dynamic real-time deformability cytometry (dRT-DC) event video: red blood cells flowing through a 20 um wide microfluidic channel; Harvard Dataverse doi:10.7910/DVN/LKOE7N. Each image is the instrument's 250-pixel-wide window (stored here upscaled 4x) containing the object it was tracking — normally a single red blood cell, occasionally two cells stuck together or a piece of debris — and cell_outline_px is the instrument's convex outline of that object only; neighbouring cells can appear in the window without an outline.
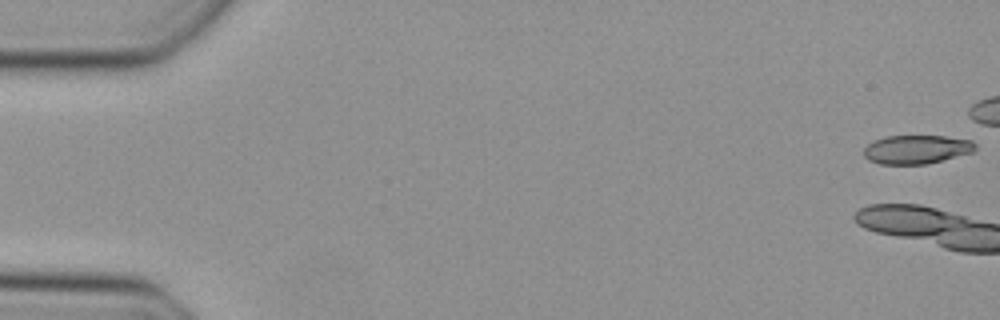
{"species": "Egyptian fruit bat (a non-hibernating species)", "species_latin": "Rousettus aegyptiacus", "temperature_condition": "cold", "stored_images_in_passage": 4, "camera_frame_rate_fps": 3000, "um_per_image_px": 0.085, "animal": {"sex": "female"}, "frame": {"image": 1, "passage_image": 1, "time_ms": 0.0, "image_size_px": [1000, 320], "cell_outline_px": [[976, 148], [972, 152], [928, 164], [880, 164], [868, 160], [864, 156], [864, 148], [868, 144], [884, 136], [944, 136], [972, 140], [976, 144]], "centroid_in_image_um": [77.9, 12.7], "position_along_channel_um": 7.1, "area_um2": 18.67}}